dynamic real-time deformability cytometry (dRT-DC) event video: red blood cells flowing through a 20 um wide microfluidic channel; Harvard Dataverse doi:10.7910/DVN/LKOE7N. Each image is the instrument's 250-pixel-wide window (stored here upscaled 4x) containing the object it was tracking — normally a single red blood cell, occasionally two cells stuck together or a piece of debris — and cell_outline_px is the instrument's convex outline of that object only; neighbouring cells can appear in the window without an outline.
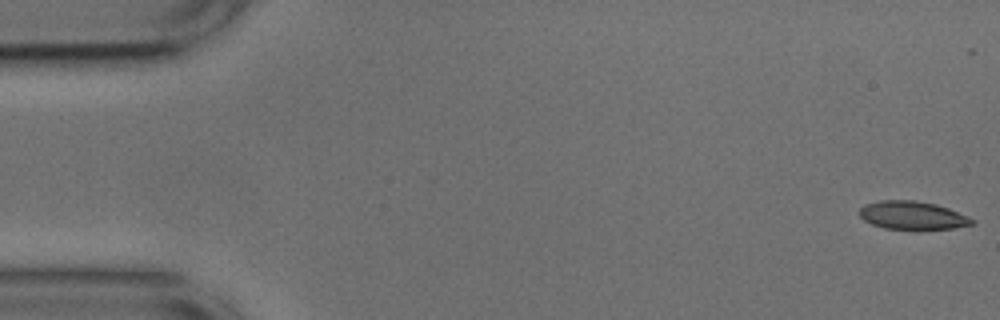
{"species": "common noctule bat (a hibernating species)", "species_latin": "Nyctalus noctula", "temperature_condition": "cold", "stored_images_in_passage": 22, "camera_frame_rate_fps": 3000, "um_per_image_px": 0.085, "animal": {"sex": "male", "body_mass_g": 17.9, "forearm_length_mm": 54.2}, "frame": {"image": 1, "passage_image": 1, "time_ms": 0.0, "image_size_px": [1000, 320], "cell_outline_px": [[976, 224], [952, 228], [920, 232], [916, 232], [884, 228], [872, 224], [864, 220], [860, 216], [860, 208], [864, 204], [880, 200], [916, 200], [936, 204], [948, 208], [968, 216], [976, 220]], "centroid_in_image_um": [77.6, 18.35], "position_along_channel_um": 7.4, "area_um2": 19.36}}